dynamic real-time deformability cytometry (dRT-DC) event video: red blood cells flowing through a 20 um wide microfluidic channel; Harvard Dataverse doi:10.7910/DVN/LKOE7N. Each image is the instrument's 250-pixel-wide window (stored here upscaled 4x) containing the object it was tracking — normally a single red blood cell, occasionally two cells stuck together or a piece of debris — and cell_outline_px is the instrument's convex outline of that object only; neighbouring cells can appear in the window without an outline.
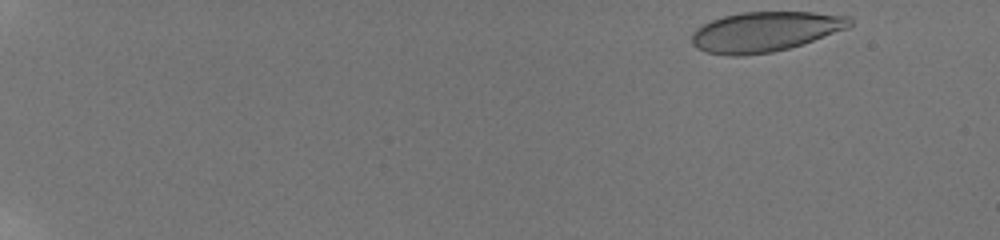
{"species": "human", "species_latin": "Homo sapiens", "temperature_condition": "room temperature", "stored_images_in_passage": 16, "camera_frame_rate_fps": 3000, "um_per_image_px": 0.085, "donor": {"sex": "male"}, "frame": {"image": 1, "passage_image": 1, "time_ms": 0.0, "image_size_px": [1000, 240], "cell_outline_px": [[852, 24], [848, 28], [788, 48], [772, 52], [744, 56], [732, 56], [708, 52], [692, 44], [692, 32], [696, 28], [712, 20], [724, 16], [740, 12], [812, 12], [852, 16]], "centroid_in_image_um": [65.04, 2.68], "position_along_channel_um": 20.0, "area_um2": 36.59}}
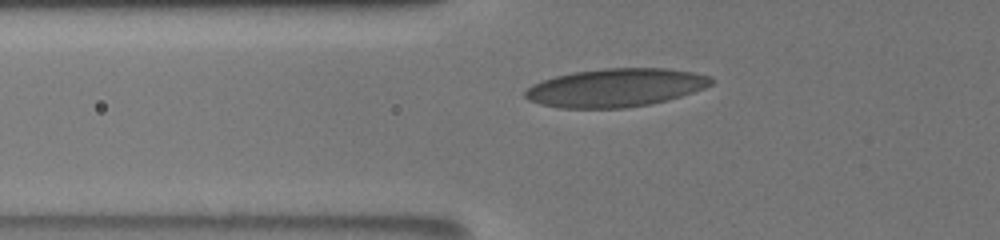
{"frame": {"image": 2, "passage_image": 15, "time_ms": 6.0, "image_size_px": [1000, 240], "cell_outline_px": [[712, 84], [704, 88], [668, 100], [648, 104], [624, 108], [560, 108], [540, 104], [528, 100], [524, 96], [524, 92], [532, 84], [556, 76], [572, 72], [604, 68], [664, 68], [692, 72], [712, 76]], "centroid_in_image_um": [52.31, 7.45], "position_along_channel_um": 73.5, "area_um2": 41.44}}